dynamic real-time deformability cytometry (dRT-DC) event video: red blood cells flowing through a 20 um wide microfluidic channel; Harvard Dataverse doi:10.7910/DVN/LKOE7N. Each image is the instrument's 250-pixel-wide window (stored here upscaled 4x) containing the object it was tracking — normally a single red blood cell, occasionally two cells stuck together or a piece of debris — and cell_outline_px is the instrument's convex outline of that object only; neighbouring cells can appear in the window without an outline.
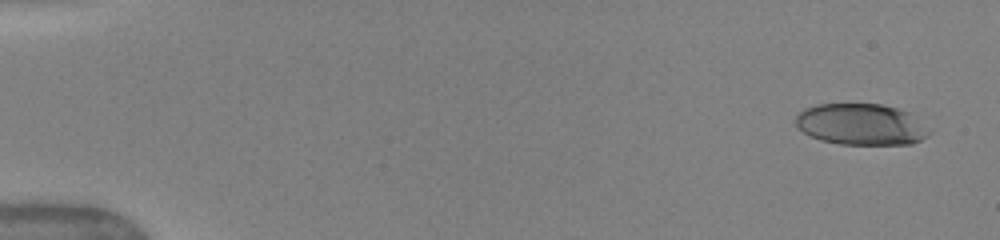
{"species": "human", "species_latin": "Homo sapiens", "temperature_condition": "warm", "stored_images_in_passage": 21, "camera_frame_rate_fps": 3000, "um_per_image_px": 0.085, "donor": {"sex": "female"}, "frame": {"image": 1, "passage_image": 1, "time_ms": 0.0, "image_size_px": [1000, 240], "cell_outline_px": [[932, 132], [928, 136], [912, 144], [840, 144], [820, 140], [804, 132], [796, 124], [796, 116], [804, 108], [816, 104], [880, 104], [896, 108], [908, 112]], "centroid_in_image_um": [73.19, 10.57], "position_along_channel_um": 11.8, "area_um2": 31.91}}
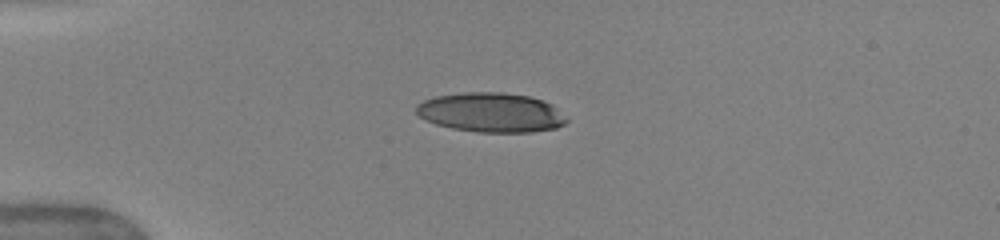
{"frame": {"image": 2, "passage_image": 7, "time_ms": 3.667, "image_size_px": [1000, 240], "cell_outline_px": [[568, 120], [564, 124], [556, 128], [532, 132], [480, 132], [452, 128], [436, 124], [424, 120], [416, 112], [416, 104], [424, 100], [436, 96], [464, 92], [500, 92], [528, 96], [552, 104]], "centroid_in_image_um": [41.71, 9.56], "position_along_channel_um": 43.3, "area_um2": 34.45}}